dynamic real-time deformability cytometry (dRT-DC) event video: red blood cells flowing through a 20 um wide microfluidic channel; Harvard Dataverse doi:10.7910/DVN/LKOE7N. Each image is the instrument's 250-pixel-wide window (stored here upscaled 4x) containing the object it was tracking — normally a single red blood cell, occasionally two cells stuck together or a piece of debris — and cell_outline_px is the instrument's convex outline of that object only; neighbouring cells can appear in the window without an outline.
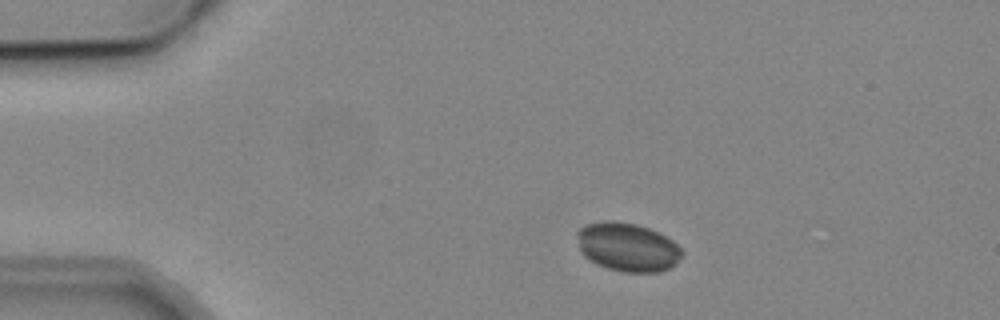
{"species": "common noctule bat (a hibernating species)", "species_latin": "Nyctalus noctula", "temperature_condition": "cold", "stored_images_in_passage": 3, "camera_frame_rate_fps": 3000, "um_per_image_px": 0.085, "animal": {"sex": "male", "body_mass_g": 19.2, "forearm_length_mm": 51.8}, "frame": {"image": 1, "passage_image": 2, "time_ms": 1.0, "image_size_px": [1000, 320], "cell_outline_px": [[684, 252], [668, 268], [660, 272], [624, 272], [608, 268], [596, 264], [584, 256], [580, 252], [576, 236], [576, 232], [580, 228], [588, 224], [604, 220], [612, 220], [636, 224], [648, 228], [672, 240]], "centroid_in_image_um": [53.28, 20.99], "position_along_channel_um": 31.7, "area_um2": 29.54}}